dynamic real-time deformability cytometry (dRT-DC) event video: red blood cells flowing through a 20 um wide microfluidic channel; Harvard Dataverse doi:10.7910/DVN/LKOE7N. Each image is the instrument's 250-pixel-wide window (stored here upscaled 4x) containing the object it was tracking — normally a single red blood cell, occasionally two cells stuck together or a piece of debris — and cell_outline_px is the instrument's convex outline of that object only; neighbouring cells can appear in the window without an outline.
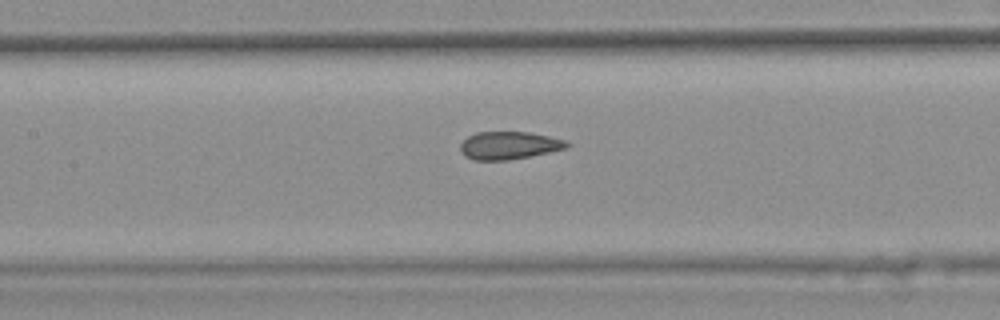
{"species": "common noctule bat (a hibernating species)", "species_latin": "Nyctalus noctula", "temperature_condition": "warm", "stored_images_in_passage": 34, "camera_frame_rate_fps": 3000, "um_per_image_px": 0.085, "animal": {"sex": "female", "body_mass_g": 25.1}, "frame": {"image": 1, "passage_image": 15, "time_ms": 4.667, "image_size_px": [1000, 320], "cell_outline_px": [[572, 144], [568, 148], [508, 160], [472, 160], [464, 156], [460, 152], [460, 144], [468, 136], [476, 132], [528, 132], [548, 136], [564, 140]], "centroid_in_image_um": [43.24, 12.36], "position_along_channel_um": 164.2, "area_um2": 17.22}}